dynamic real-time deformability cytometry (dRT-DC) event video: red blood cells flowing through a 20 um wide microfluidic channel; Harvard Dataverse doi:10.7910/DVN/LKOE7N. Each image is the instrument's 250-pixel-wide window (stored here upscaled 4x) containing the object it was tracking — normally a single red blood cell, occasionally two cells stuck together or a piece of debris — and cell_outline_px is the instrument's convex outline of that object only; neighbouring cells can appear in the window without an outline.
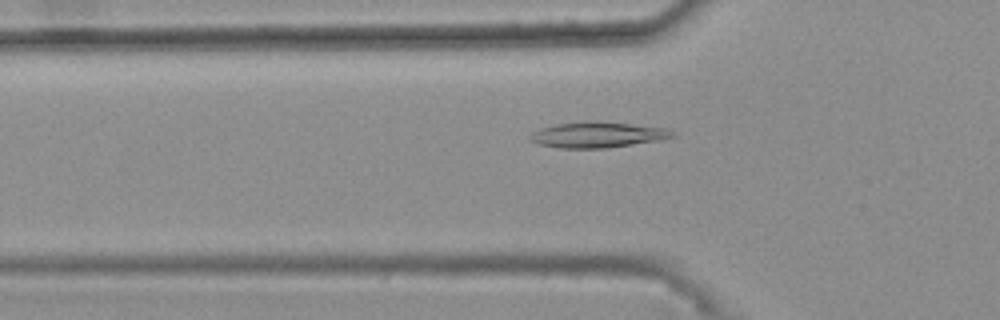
{"species": "common noctule bat (a hibernating species)", "species_latin": "Nyctalus noctula", "temperature_condition": "warm", "stored_images_in_passage": 46, "camera_frame_rate_fps": 3000, "um_per_image_px": 0.085, "animal": {"sex": "female", "body_mass_g": 25.1}, "frame": {"image": 1, "passage_image": 14, "time_ms": 4.333, "image_size_px": [1000, 320], "cell_outline_px": [[676, 136], [660, 140], [604, 148], [560, 148], [540, 144], [528, 140], [528, 136], [532, 132], [540, 128], [556, 124], [588, 120], [596, 120], [632, 124], [664, 128], [672, 132]], "centroid_in_image_um": [50.73, 11.44], "position_along_channel_um": 75.1, "area_um2": 21.33}}
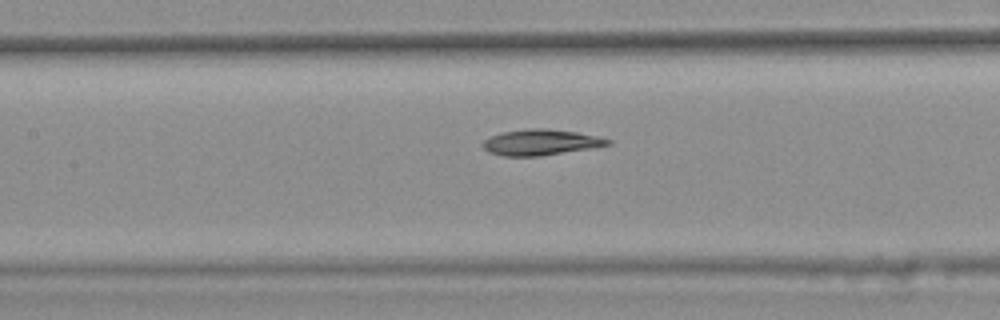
{"frame": {"image": 2, "passage_image": 21, "time_ms": 6.667, "image_size_px": [1000, 320], "cell_outline_px": [[612, 144], [592, 148], [540, 156], [504, 156], [488, 152], [480, 144], [488, 136], [504, 132], [528, 128], [544, 128], [576, 132], [596, 136], [612, 140]], "centroid_in_image_um": [45.93, 12.1], "position_along_channel_um": 161.5, "area_um2": 18.84}}
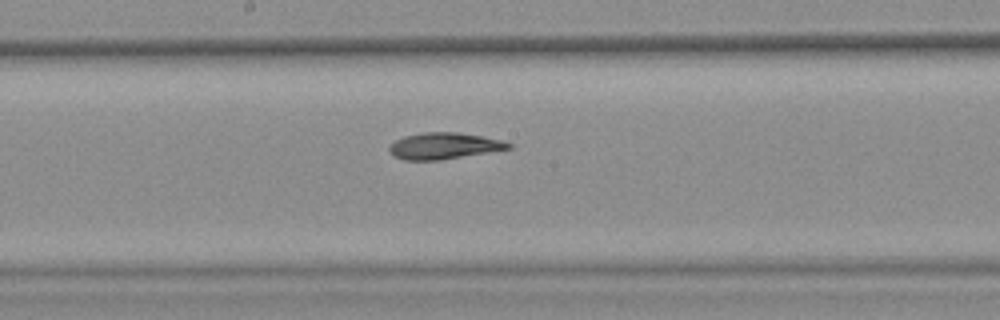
{"frame": {"image": 3, "passage_image": 25, "time_ms": 8.0, "image_size_px": [1000, 320], "cell_outline_px": [[512, 148], [436, 160], [404, 160], [392, 156], [388, 152], [388, 144], [404, 136], [424, 132], [456, 132], [504, 140], [512, 144]], "centroid_in_image_um": [37.67, 12.39], "position_along_channel_um": 210.5, "area_um2": 18.26}}